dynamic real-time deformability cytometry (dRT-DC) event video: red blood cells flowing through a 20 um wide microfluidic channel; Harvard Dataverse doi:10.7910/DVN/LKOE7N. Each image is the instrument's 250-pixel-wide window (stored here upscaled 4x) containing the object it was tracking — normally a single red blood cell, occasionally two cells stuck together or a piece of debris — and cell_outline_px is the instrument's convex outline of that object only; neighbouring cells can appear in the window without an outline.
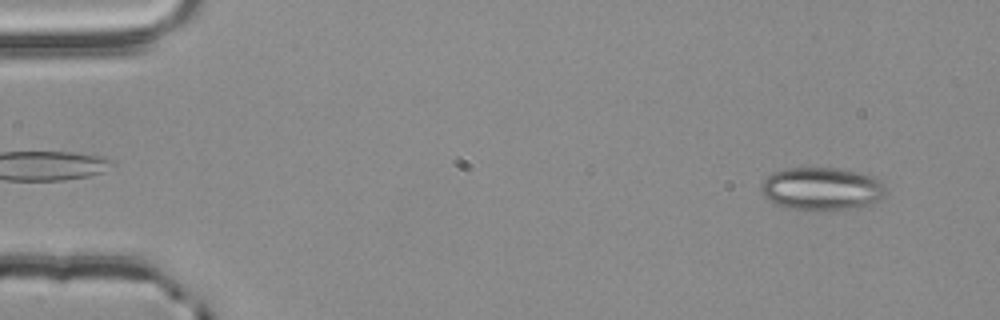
{"species": "common noctule bat (a hibernating species)", "species_latin": "Nyctalus noctula", "temperature_condition": "room temperature", "stored_images_in_passage": 56, "segment_of_instrument_passage": [1, 2], "camera_frame_rate_fps": 3000, "um_per_image_px": 0.085, "animal": {"sex": "male", "body_mass_g": 20.4}, "frame": {"image": 1, "passage_image": 4, "time_ms": 1.0, "image_size_px": [1000, 320], "cell_outline_px": [[888, 192], [880, 200], [856, 208], [832, 212], [804, 212], [788, 208], [776, 204], [764, 196], [760, 192], [760, 184], [768, 176], [784, 168], [836, 168], [860, 172], [876, 176], [884, 184]], "centroid_in_image_um": [69.88, 16.09], "position_along_channel_um": 15.1, "area_um2": 32.25}}
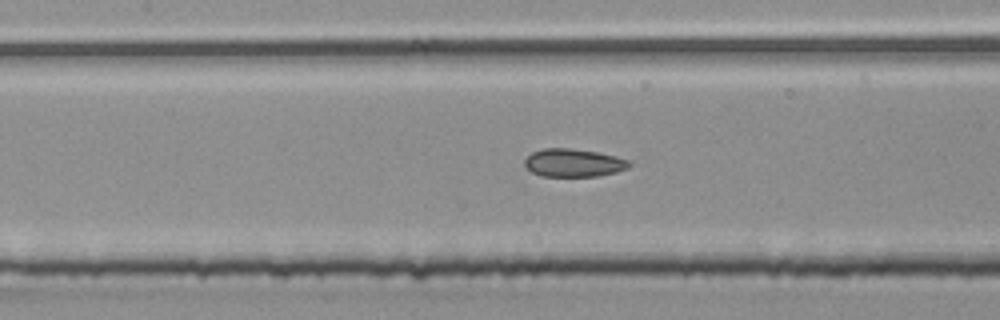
{"frame": {"image": 2, "passage_image": 25, "time_ms": 8.0, "image_size_px": [1000, 320], "cell_outline_px": [[632, 164], [628, 168], [616, 172], [600, 176], [540, 176], [532, 172], [524, 164], [524, 160], [532, 152], [544, 148], [572, 148], [596, 152], [616, 156], [628, 160]], "centroid_in_image_um": [48.76, 13.84], "position_along_channel_um": 158.6, "area_um2": 17.11}}
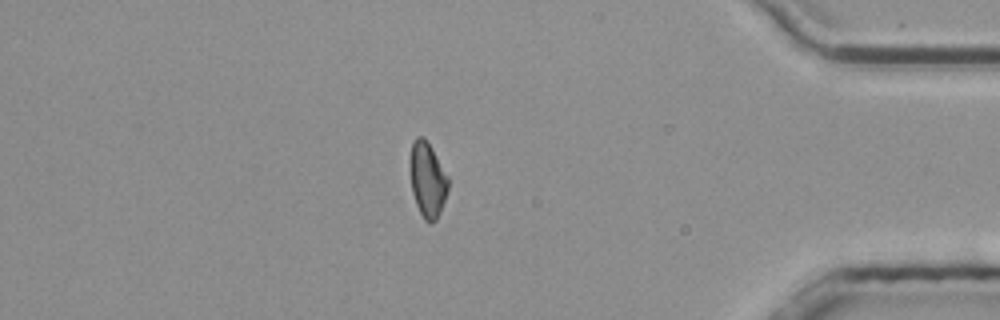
{"frame": {"image": 3, "passage_image": 47, "time_ms": 15.333, "image_size_px": [1000, 320], "cell_outline_px": [[448, 188], [440, 212], [436, 220], [428, 224], [424, 220], [416, 204], [412, 192], [408, 160], [412, 144], [416, 136], [424, 136], [432, 148], [448, 176]], "centroid_in_image_um": [36.31, 15.25], "position_along_channel_um": 398.9, "area_um2": 16.88}}